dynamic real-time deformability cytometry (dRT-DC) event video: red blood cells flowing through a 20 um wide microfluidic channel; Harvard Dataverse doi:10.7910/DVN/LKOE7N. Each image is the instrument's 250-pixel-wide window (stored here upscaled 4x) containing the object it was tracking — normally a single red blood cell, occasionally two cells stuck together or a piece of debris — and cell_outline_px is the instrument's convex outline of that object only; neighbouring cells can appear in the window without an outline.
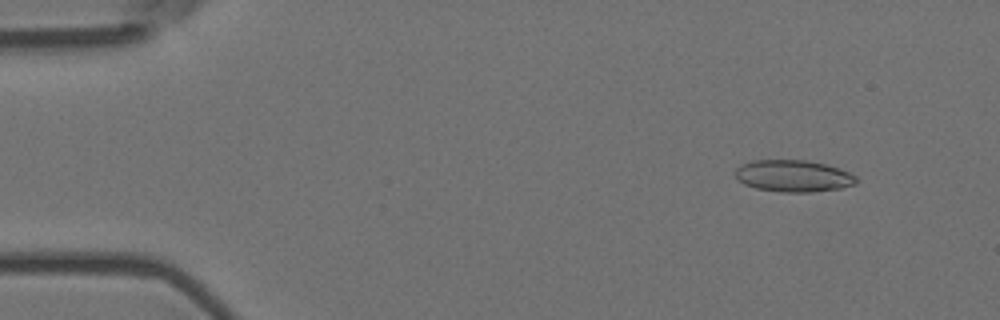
{"species": "Egyptian fruit bat (a non-hibernating species)", "species_latin": "Rousettus aegyptiacus", "temperature_condition": "room temperature", "stored_images_in_passage": 19, "camera_frame_rate_fps": 3000, "um_per_image_px": 0.085, "animal": {"sex": "female"}, "frame": {"image": 1, "passage_image": 6, "time_ms": 1.667, "image_size_px": [1000, 320], "cell_outline_px": [[856, 184], [840, 188], [812, 192], [780, 192], [756, 188], [744, 184], [736, 176], [736, 168], [740, 164], [752, 160], [808, 160], [828, 164], [840, 168], [856, 176]], "centroid_in_image_um": [67.44, 14.94], "position_along_channel_um": 17.6, "area_um2": 22.54}}
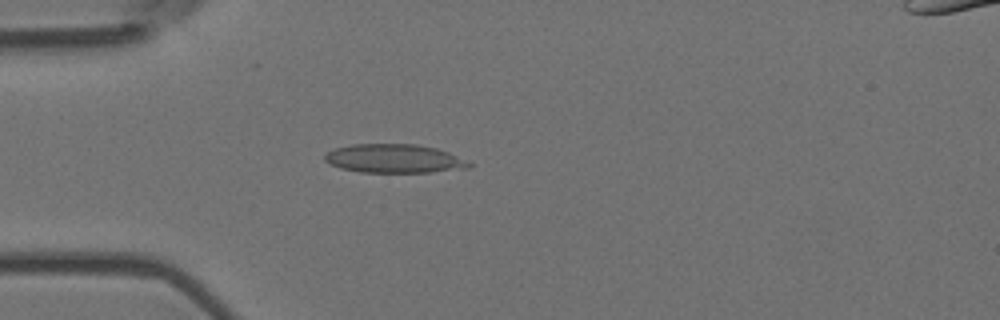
{"frame": {"image": 2, "passage_image": 16, "time_ms": 5.0, "image_size_px": [1000, 320], "cell_outline_px": [[472, 164], [468, 168], [432, 172], [360, 172], [340, 168], [324, 160], [324, 156], [328, 152], [336, 148], [352, 144], [416, 144], [436, 148], [448, 152]], "centroid_in_image_um": [33.49, 13.48], "position_along_channel_um": 51.5, "area_um2": 23.93}}